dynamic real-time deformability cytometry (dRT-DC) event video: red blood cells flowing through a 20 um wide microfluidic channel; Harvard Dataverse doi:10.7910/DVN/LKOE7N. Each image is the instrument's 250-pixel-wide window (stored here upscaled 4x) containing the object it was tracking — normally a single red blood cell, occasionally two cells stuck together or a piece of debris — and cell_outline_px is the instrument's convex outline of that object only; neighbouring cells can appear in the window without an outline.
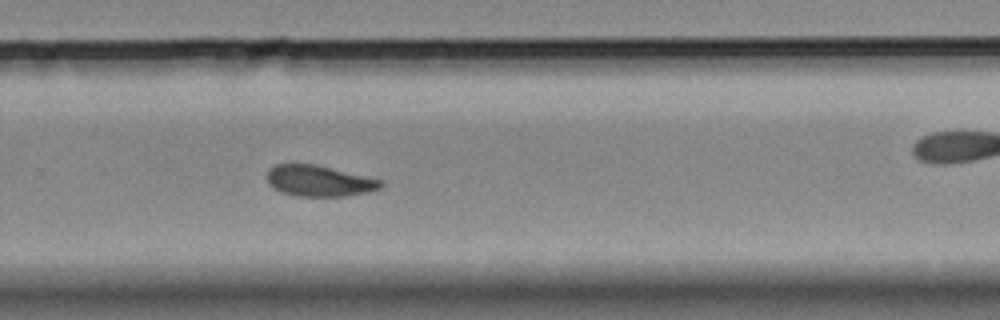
{"species": "Egyptian fruit bat (a non-hibernating species)", "species_latin": "Rousettus aegyptiacus", "temperature_condition": "room temperature", "stored_images_in_passage": 34, "camera_frame_rate_fps": 3000, "um_per_image_px": 0.085, "animal": {"sex": "female"}, "frame": {"image": 1, "passage_image": 20, "time_ms": 6.333, "image_size_px": [1000, 320], "cell_outline_px": [[384, 184], [380, 188], [368, 192], [348, 196], [296, 196], [280, 192], [272, 188], [268, 184], [264, 176], [268, 168], [276, 164], [316, 164], [384, 180]], "centroid_in_image_um": [27.08, 15.37], "position_along_channel_um": 302.7, "area_um2": 21.04}}